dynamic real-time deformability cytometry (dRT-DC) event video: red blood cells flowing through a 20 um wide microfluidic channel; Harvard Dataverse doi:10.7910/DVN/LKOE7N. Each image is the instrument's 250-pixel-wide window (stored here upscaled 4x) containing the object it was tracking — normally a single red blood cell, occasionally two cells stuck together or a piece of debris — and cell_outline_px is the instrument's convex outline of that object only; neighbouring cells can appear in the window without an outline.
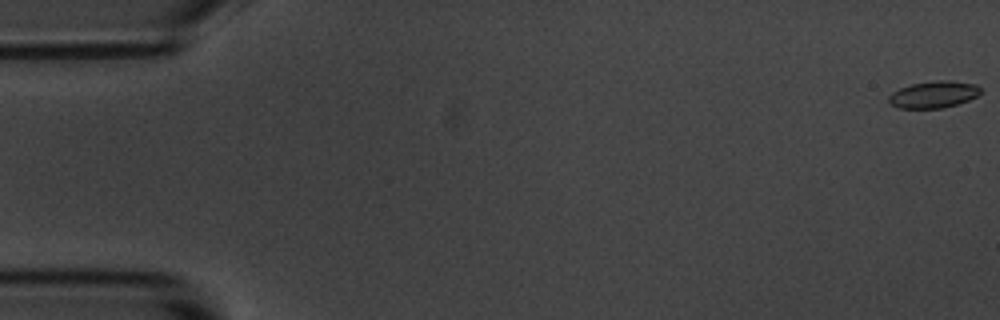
{"species": "common noctule bat (a hibernating species)", "species_latin": "Nyctalus noctula", "temperature_condition": "room temperature", "stored_images_in_passage": 56, "camera_frame_rate_fps": 3000, "um_per_image_px": 0.085, "animal": {"sex": "male", "body_mass_g": 20.1, "forearm_length_mm": 53.5}, "frame": {"image": 1, "passage_image": 1, "time_ms": 0.0, "image_size_px": [1000, 320], "cell_outline_px": [[980, 92], [976, 96], [968, 100], [956, 104], [940, 108], [900, 108], [892, 104], [888, 100], [888, 96], [892, 92], [900, 88], [912, 84], [940, 80], [948, 80], [976, 84], [980, 88]], "centroid_in_image_um": [79.35, 8.03], "position_along_channel_um": 5.7, "area_um2": 14.1}}
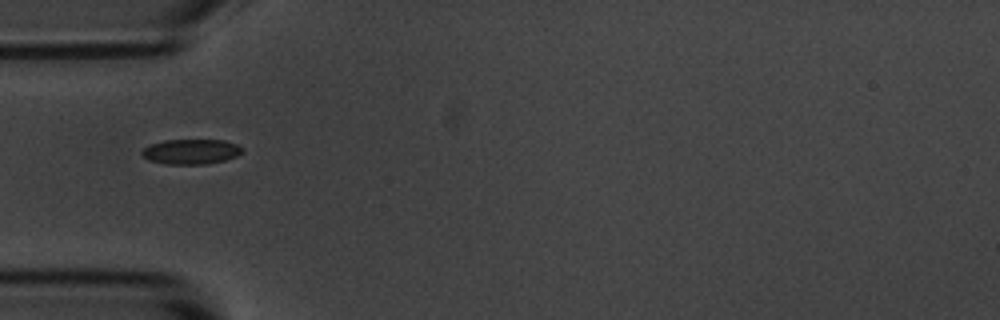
{"frame": {"image": 2, "passage_image": 18, "time_ms": 5.667, "image_size_px": [1000, 320], "cell_outline_px": [[244, 152], [236, 156], [224, 160], [204, 164], [164, 164], [148, 160], [140, 152], [148, 144], [164, 140], [224, 140], [236, 144], [244, 148]], "centroid_in_image_um": [16.23, 12.88], "position_along_channel_um": 68.8, "area_um2": 14.74}}
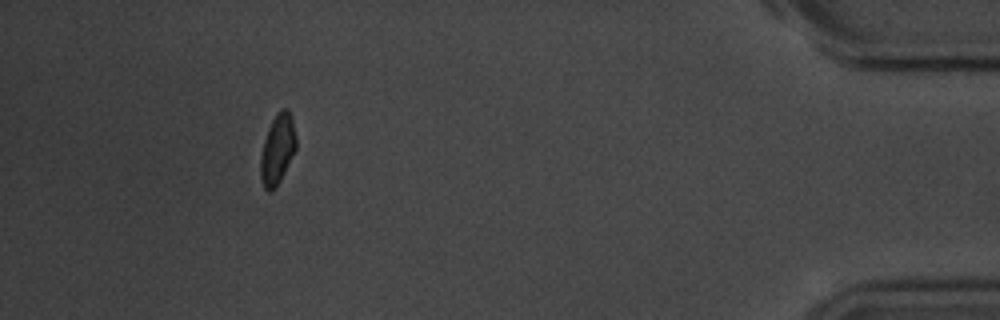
{"frame": {"image": 3, "passage_image": 51, "time_ms": 16.667, "image_size_px": [1000, 320], "cell_outline_px": [[296, 148], [280, 180], [268, 192], [264, 188], [260, 176], [260, 156], [264, 140], [268, 128], [276, 112], [280, 108], [288, 108], [292, 116], [296, 136]], "centroid_in_image_um": [23.58, 12.61], "position_along_channel_um": 411.6, "area_um2": 14.45}, "authors_computed_cell_mechanics": {"area_um2": 14.6234, "velocity_mm_per_s": 3.6674, "shape_relaxation_time_tau1_ms": 7.6856, "shape_relaxation_time_tau2_ms": 3.1101, "deformation_change_tau1": 0.1374, "deformation_change_tau2": 0.0643}}